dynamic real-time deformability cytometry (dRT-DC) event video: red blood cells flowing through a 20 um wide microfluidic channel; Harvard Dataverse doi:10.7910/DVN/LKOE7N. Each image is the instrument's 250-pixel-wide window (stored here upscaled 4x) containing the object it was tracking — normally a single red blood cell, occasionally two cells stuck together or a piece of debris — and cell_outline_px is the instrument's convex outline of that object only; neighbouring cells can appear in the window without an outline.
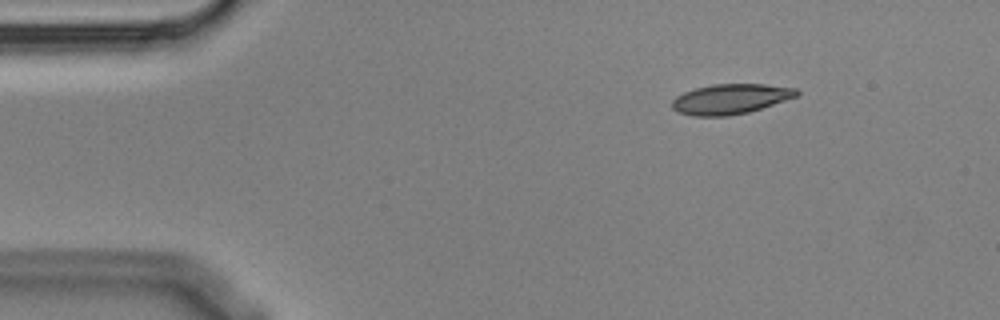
{"species": "Egyptian fruit bat (a non-hibernating species)", "species_latin": "Rousettus aegyptiacus", "temperature_condition": "cold", "stored_images_in_passage": 4, "segment_of_instrument_passage": [1, 2], "camera_frame_rate_fps": 3000, "um_per_image_px": 0.085, "animal": {"sex": "male"}, "frame": {"image": 1, "passage_image": 1, "time_ms": 0.0, "image_size_px": [1000, 320], "cell_outline_px": [[800, 92], [796, 96], [748, 112], [728, 116], [692, 116], [680, 112], [672, 108], [672, 100], [676, 96], [684, 92], [696, 88], [712, 84], [764, 84], [796, 88]], "centroid_in_image_um": [62.06, 8.41], "position_along_channel_um": 22.9, "area_um2": 21.62}}
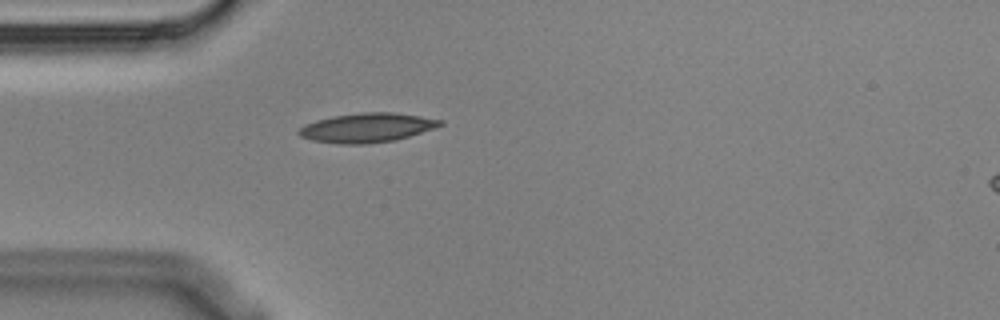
{"frame": {"image": 2, "passage_image": 3, "time_ms": 0.667, "image_size_px": [1000, 320], "cell_outline_px": [[444, 124], [396, 140], [368, 144], [336, 144], [312, 140], [300, 136], [296, 132], [304, 124], [316, 120], [336, 116], [364, 112], [392, 112], [420, 116], [444, 120]], "centroid_in_image_um": [31.16, 10.86], "position_along_channel_um": 53.8, "area_um2": 23.99}}